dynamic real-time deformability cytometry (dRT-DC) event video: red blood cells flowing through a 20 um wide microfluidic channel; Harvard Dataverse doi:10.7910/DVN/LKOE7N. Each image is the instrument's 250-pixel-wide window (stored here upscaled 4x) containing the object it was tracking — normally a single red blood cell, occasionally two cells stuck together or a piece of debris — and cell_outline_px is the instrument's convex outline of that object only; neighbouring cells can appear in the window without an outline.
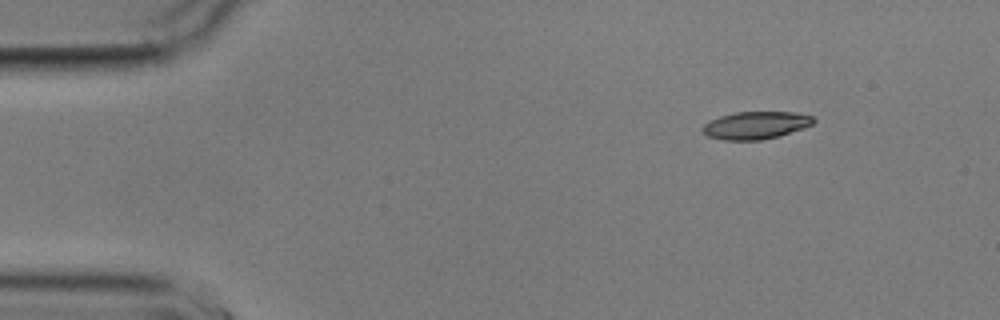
{"species": "common noctule bat (a hibernating species)", "species_latin": "Nyctalus noctula", "temperature_condition": "cold", "stored_images_in_passage": 4, "camera_frame_rate_fps": 3000, "um_per_image_px": 0.085, "animal": {"sex": "male", "body_mass_g": 17.9}, "frame": {"image": 1, "passage_image": 1, "time_ms": 0.0, "image_size_px": [1000, 320], "cell_outline_px": [[816, 120], [812, 124], [804, 128], [780, 136], [760, 140], [724, 140], [708, 136], [700, 128], [704, 124], [720, 116], [736, 112], [792, 112], [812, 116]], "centroid_in_image_um": [64.25, 10.65], "position_along_channel_um": 20.8, "area_um2": 17.74}}